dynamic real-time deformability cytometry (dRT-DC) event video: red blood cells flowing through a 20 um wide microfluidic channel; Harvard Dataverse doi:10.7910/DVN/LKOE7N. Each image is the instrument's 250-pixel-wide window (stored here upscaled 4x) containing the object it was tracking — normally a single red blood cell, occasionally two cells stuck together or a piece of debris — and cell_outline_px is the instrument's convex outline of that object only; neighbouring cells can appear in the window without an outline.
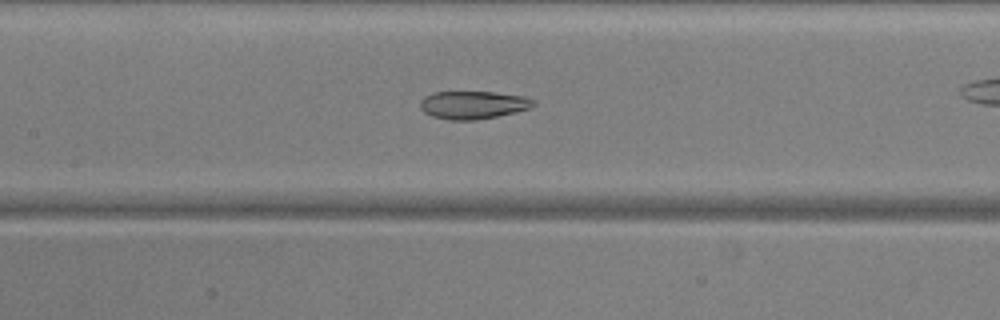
{"species": "common noctule bat (a hibernating species)", "species_latin": "Nyctalus noctula", "temperature_condition": "warm", "stored_images_in_passage": 41, "camera_frame_rate_fps": 3000, "um_per_image_px": 0.085, "animal": {"sex": "male", "body_mass_g": 20.5, "forearm_length_mm": 52.5}, "frame": {"image": 1, "passage_image": 24, "time_ms": 7.667, "image_size_px": [1000, 320], "cell_outline_px": [[536, 104], [528, 108], [516, 112], [476, 120], [452, 120], [432, 116], [424, 112], [420, 108], [420, 100], [424, 96], [432, 92], [492, 92], [524, 96], [536, 100]], "centroid_in_image_um": [40.2, 8.91], "position_along_channel_um": 167.2, "area_um2": 18.44}}
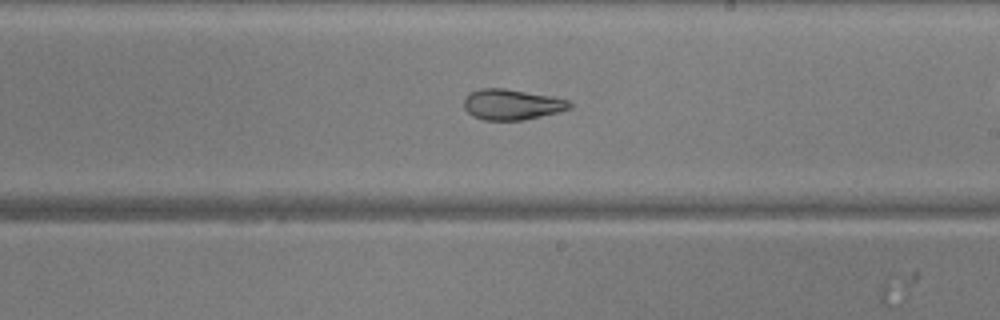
{"frame": {"image": 2, "passage_image": 30, "time_ms": 9.667, "image_size_px": [1000, 320], "cell_outline_px": [[572, 104], [568, 108], [556, 112], [524, 120], [484, 120], [472, 116], [464, 108], [464, 96], [480, 88], [504, 88], [552, 96], [568, 100]], "centroid_in_image_um": [43.45, 8.87], "position_along_channel_um": 245.5, "area_um2": 18.73}}